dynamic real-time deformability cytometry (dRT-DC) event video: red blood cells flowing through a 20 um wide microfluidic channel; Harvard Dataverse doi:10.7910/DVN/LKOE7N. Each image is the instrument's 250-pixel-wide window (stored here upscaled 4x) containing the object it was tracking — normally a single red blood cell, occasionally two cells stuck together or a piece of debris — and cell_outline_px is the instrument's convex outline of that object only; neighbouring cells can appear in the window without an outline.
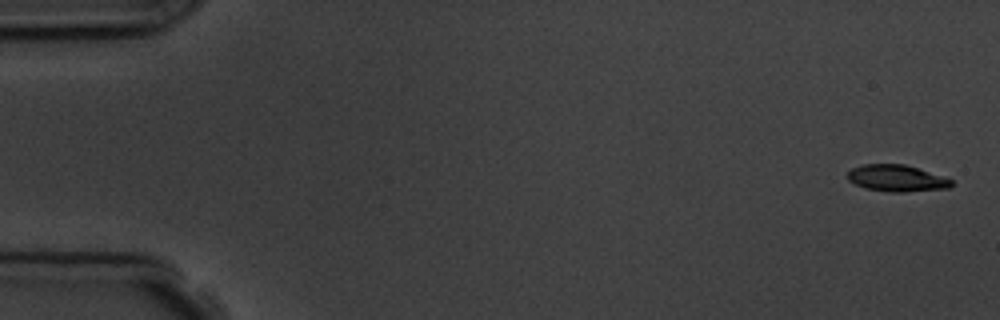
{"species": "common noctule bat (a hibernating species)", "species_latin": "Nyctalus noctula", "temperature_condition": "room temperature", "stored_images_in_passage": 4, "camera_frame_rate_fps": 3000, "um_per_image_px": 0.085, "animal": {"sex": "male", "body_mass_g": 19.5, "forearm_length_mm": 54.6}, "frame": {"image": 1, "passage_image": 1, "time_ms": 0.0, "image_size_px": [1000, 320], "cell_outline_px": [[952, 184], [948, 188], [904, 192], [892, 192], [868, 188], [856, 184], [848, 180], [848, 172], [852, 168], [864, 164], [904, 164], [952, 180]], "centroid_in_image_um": [76.19, 15.15], "position_along_channel_um": 8.8, "area_um2": 15.66}}
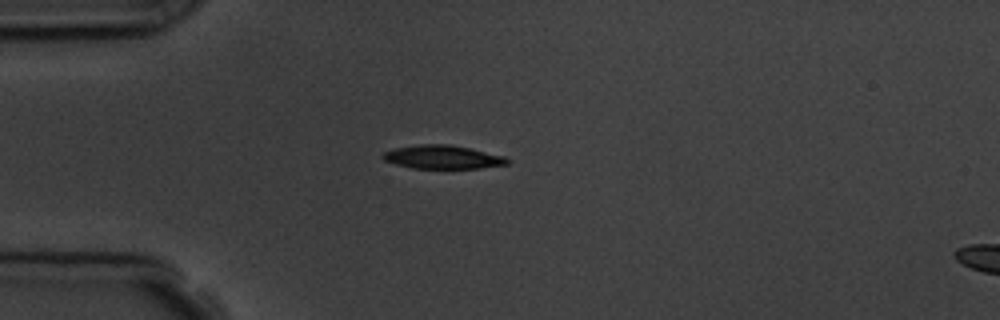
{"frame": {"image": 2, "passage_image": 4, "time_ms": 4.333, "image_size_px": [1000, 320], "cell_outline_px": [[508, 164], [480, 168], [412, 168], [396, 164], [384, 160], [380, 156], [384, 152], [396, 148], [420, 144], [448, 144], [468, 148], [504, 156], [508, 160]], "centroid_in_image_um": [37.59, 13.35], "position_along_channel_um": 47.4, "area_um2": 16.82}}